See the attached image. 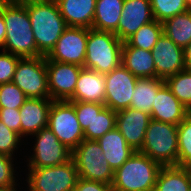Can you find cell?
I'll list each match as a JSON object with an SVG mask.
<instances>
[{
  "label": "cell",
  "mask_w": 191,
  "mask_h": 191,
  "mask_svg": "<svg viewBox=\"0 0 191 191\" xmlns=\"http://www.w3.org/2000/svg\"><path fill=\"white\" fill-rule=\"evenodd\" d=\"M6 37L3 51L20 58L41 56L37 51L29 13L23 4L0 5Z\"/></svg>",
  "instance_id": "7a4b0ae2"
},
{
  "label": "cell",
  "mask_w": 191,
  "mask_h": 191,
  "mask_svg": "<svg viewBox=\"0 0 191 191\" xmlns=\"http://www.w3.org/2000/svg\"><path fill=\"white\" fill-rule=\"evenodd\" d=\"M124 0H96L93 29L114 33L122 14Z\"/></svg>",
  "instance_id": "603a6c76"
},
{
  "label": "cell",
  "mask_w": 191,
  "mask_h": 191,
  "mask_svg": "<svg viewBox=\"0 0 191 191\" xmlns=\"http://www.w3.org/2000/svg\"><path fill=\"white\" fill-rule=\"evenodd\" d=\"M185 69L191 71V42L183 49Z\"/></svg>",
  "instance_id": "f35d334b"
},
{
  "label": "cell",
  "mask_w": 191,
  "mask_h": 191,
  "mask_svg": "<svg viewBox=\"0 0 191 191\" xmlns=\"http://www.w3.org/2000/svg\"><path fill=\"white\" fill-rule=\"evenodd\" d=\"M28 0H0V5L24 4Z\"/></svg>",
  "instance_id": "60d3db41"
},
{
  "label": "cell",
  "mask_w": 191,
  "mask_h": 191,
  "mask_svg": "<svg viewBox=\"0 0 191 191\" xmlns=\"http://www.w3.org/2000/svg\"><path fill=\"white\" fill-rule=\"evenodd\" d=\"M174 96L191 112V71L183 70L165 80Z\"/></svg>",
  "instance_id": "f1b7e54d"
},
{
  "label": "cell",
  "mask_w": 191,
  "mask_h": 191,
  "mask_svg": "<svg viewBox=\"0 0 191 191\" xmlns=\"http://www.w3.org/2000/svg\"><path fill=\"white\" fill-rule=\"evenodd\" d=\"M74 191H112V186L103 182L78 178Z\"/></svg>",
  "instance_id": "74e56055"
},
{
  "label": "cell",
  "mask_w": 191,
  "mask_h": 191,
  "mask_svg": "<svg viewBox=\"0 0 191 191\" xmlns=\"http://www.w3.org/2000/svg\"><path fill=\"white\" fill-rule=\"evenodd\" d=\"M13 158L0 154V187L17 185Z\"/></svg>",
  "instance_id": "d590c367"
},
{
  "label": "cell",
  "mask_w": 191,
  "mask_h": 191,
  "mask_svg": "<svg viewBox=\"0 0 191 191\" xmlns=\"http://www.w3.org/2000/svg\"><path fill=\"white\" fill-rule=\"evenodd\" d=\"M70 103L74 106L77 119L83 132L89 127L93 120V110H102L105 107L104 104L83 101Z\"/></svg>",
  "instance_id": "836d02e7"
},
{
  "label": "cell",
  "mask_w": 191,
  "mask_h": 191,
  "mask_svg": "<svg viewBox=\"0 0 191 191\" xmlns=\"http://www.w3.org/2000/svg\"><path fill=\"white\" fill-rule=\"evenodd\" d=\"M48 128L58 140L73 151L83 140L84 132L69 101H52Z\"/></svg>",
  "instance_id": "9c48e42d"
},
{
  "label": "cell",
  "mask_w": 191,
  "mask_h": 191,
  "mask_svg": "<svg viewBox=\"0 0 191 191\" xmlns=\"http://www.w3.org/2000/svg\"><path fill=\"white\" fill-rule=\"evenodd\" d=\"M29 191H74L79 178L74 160L51 167L28 168Z\"/></svg>",
  "instance_id": "52a82bcc"
},
{
  "label": "cell",
  "mask_w": 191,
  "mask_h": 191,
  "mask_svg": "<svg viewBox=\"0 0 191 191\" xmlns=\"http://www.w3.org/2000/svg\"><path fill=\"white\" fill-rule=\"evenodd\" d=\"M150 4L154 20L162 23L188 10L185 0H150Z\"/></svg>",
  "instance_id": "f546056e"
},
{
  "label": "cell",
  "mask_w": 191,
  "mask_h": 191,
  "mask_svg": "<svg viewBox=\"0 0 191 191\" xmlns=\"http://www.w3.org/2000/svg\"><path fill=\"white\" fill-rule=\"evenodd\" d=\"M71 158L74 160L80 178L112 184L114 171L96 140L84 139L72 151Z\"/></svg>",
  "instance_id": "8992f818"
},
{
  "label": "cell",
  "mask_w": 191,
  "mask_h": 191,
  "mask_svg": "<svg viewBox=\"0 0 191 191\" xmlns=\"http://www.w3.org/2000/svg\"><path fill=\"white\" fill-rule=\"evenodd\" d=\"M123 42L112 32L88 29L84 68L106 74L121 65Z\"/></svg>",
  "instance_id": "277c9868"
},
{
  "label": "cell",
  "mask_w": 191,
  "mask_h": 191,
  "mask_svg": "<svg viewBox=\"0 0 191 191\" xmlns=\"http://www.w3.org/2000/svg\"><path fill=\"white\" fill-rule=\"evenodd\" d=\"M48 89L53 101H69L74 94L79 73L83 67L50 60L46 56Z\"/></svg>",
  "instance_id": "4fadbf2b"
},
{
  "label": "cell",
  "mask_w": 191,
  "mask_h": 191,
  "mask_svg": "<svg viewBox=\"0 0 191 191\" xmlns=\"http://www.w3.org/2000/svg\"><path fill=\"white\" fill-rule=\"evenodd\" d=\"M21 138L18 133L7 128L0 120V154L13 157L15 150L19 148Z\"/></svg>",
  "instance_id": "d6a6232c"
},
{
  "label": "cell",
  "mask_w": 191,
  "mask_h": 191,
  "mask_svg": "<svg viewBox=\"0 0 191 191\" xmlns=\"http://www.w3.org/2000/svg\"><path fill=\"white\" fill-rule=\"evenodd\" d=\"M68 27L92 28L96 0H55Z\"/></svg>",
  "instance_id": "ffe728a7"
},
{
  "label": "cell",
  "mask_w": 191,
  "mask_h": 191,
  "mask_svg": "<svg viewBox=\"0 0 191 191\" xmlns=\"http://www.w3.org/2000/svg\"><path fill=\"white\" fill-rule=\"evenodd\" d=\"M103 150L105 159L115 171L135 152L115 127L96 140Z\"/></svg>",
  "instance_id": "44dd1931"
},
{
  "label": "cell",
  "mask_w": 191,
  "mask_h": 191,
  "mask_svg": "<svg viewBox=\"0 0 191 191\" xmlns=\"http://www.w3.org/2000/svg\"><path fill=\"white\" fill-rule=\"evenodd\" d=\"M116 127V111L109 107L93 110V120L84 131L85 140H97Z\"/></svg>",
  "instance_id": "4316f807"
},
{
  "label": "cell",
  "mask_w": 191,
  "mask_h": 191,
  "mask_svg": "<svg viewBox=\"0 0 191 191\" xmlns=\"http://www.w3.org/2000/svg\"><path fill=\"white\" fill-rule=\"evenodd\" d=\"M191 177L182 166H162L158 172L155 190L190 191Z\"/></svg>",
  "instance_id": "d4e9b609"
},
{
  "label": "cell",
  "mask_w": 191,
  "mask_h": 191,
  "mask_svg": "<svg viewBox=\"0 0 191 191\" xmlns=\"http://www.w3.org/2000/svg\"><path fill=\"white\" fill-rule=\"evenodd\" d=\"M189 113L165 83L156 94L150 116L152 120L178 126Z\"/></svg>",
  "instance_id": "e0dca14e"
},
{
  "label": "cell",
  "mask_w": 191,
  "mask_h": 191,
  "mask_svg": "<svg viewBox=\"0 0 191 191\" xmlns=\"http://www.w3.org/2000/svg\"><path fill=\"white\" fill-rule=\"evenodd\" d=\"M139 152L161 166H178V126L151 119Z\"/></svg>",
  "instance_id": "5b68a950"
},
{
  "label": "cell",
  "mask_w": 191,
  "mask_h": 191,
  "mask_svg": "<svg viewBox=\"0 0 191 191\" xmlns=\"http://www.w3.org/2000/svg\"><path fill=\"white\" fill-rule=\"evenodd\" d=\"M105 90V75L83 67L79 73L73 97L69 102L104 104Z\"/></svg>",
  "instance_id": "d6986e66"
},
{
  "label": "cell",
  "mask_w": 191,
  "mask_h": 191,
  "mask_svg": "<svg viewBox=\"0 0 191 191\" xmlns=\"http://www.w3.org/2000/svg\"><path fill=\"white\" fill-rule=\"evenodd\" d=\"M104 75L106 84L104 105L116 112L129 108L137 77L122 64Z\"/></svg>",
  "instance_id": "8fae6325"
},
{
  "label": "cell",
  "mask_w": 191,
  "mask_h": 191,
  "mask_svg": "<svg viewBox=\"0 0 191 191\" xmlns=\"http://www.w3.org/2000/svg\"><path fill=\"white\" fill-rule=\"evenodd\" d=\"M23 5L29 13L37 51L46 57L68 26L55 0H29Z\"/></svg>",
  "instance_id": "6da1fadb"
},
{
  "label": "cell",
  "mask_w": 191,
  "mask_h": 191,
  "mask_svg": "<svg viewBox=\"0 0 191 191\" xmlns=\"http://www.w3.org/2000/svg\"><path fill=\"white\" fill-rule=\"evenodd\" d=\"M12 82L28 98L50 99L46 57L21 58L18 61Z\"/></svg>",
  "instance_id": "ba28073f"
},
{
  "label": "cell",
  "mask_w": 191,
  "mask_h": 191,
  "mask_svg": "<svg viewBox=\"0 0 191 191\" xmlns=\"http://www.w3.org/2000/svg\"><path fill=\"white\" fill-rule=\"evenodd\" d=\"M6 37V26L4 22V17L2 16V13L0 12V48L4 46Z\"/></svg>",
  "instance_id": "ab89813d"
},
{
  "label": "cell",
  "mask_w": 191,
  "mask_h": 191,
  "mask_svg": "<svg viewBox=\"0 0 191 191\" xmlns=\"http://www.w3.org/2000/svg\"><path fill=\"white\" fill-rule=\"evenodd\" d=\"M164 84L159 78H137L130 107L151 115L156 94Z\"/></svg>",
  "instance_id": "cb8c5ba5"
},
{
  "label": "cell",
  "mask_w": 191,
  "mask_h": 191,
  "mask_svg": "<svg viewBox=\"0 0 191 191\" xmlns=\"http://www.w3.org/2000/svg\"><path fill=\"white\" fill-rule=\"evenodd\" d=\"M161 167L147 155L135 151L114 171L112 191H150L155 188Z\"/></svg>",
  "instance_id": "3957f363"
},
{
  "label": "cell",
  "mask_w": 191,
  "mask_h": 191,
  "mask_svg": "<svg viewBox=\"0 0 191 191\" xmlns=\"http://www.w3.org/2000/svg\"><path fill=\"white\" fill-rule=\"evenodd\" d=\"M19 109L0 108V120L3 124L21 136V119Z\"/></svg>",
  "instance_id": "8d00e7d4"
},
{
  "label": "cell",
  "mask_w": 191,
  "mask_h": 191,
  "mask_svg": "<svg viewBox=\"0 0 191 191\" xmlns=\"http://www.w3.org/2000/svg\"><path fill=\"white\" fill-rule=\"evenodd\" d=\"M188 10H191V0H185Z\"/></svg>",
  "instance_id": "ee69618b"
},
{
  "label": "cell",
  "mask_w": 191,
  "mask_h": 191,
  "mask_svg": "<svg viewBox=\"0 0 191 191\" xmlns=\"http://www.w3.org/2000/svg\"><path fill=\"white\" fill-rule=\"evenodd\" d=\"M163 34L177 46L185 48L191 42V10H187L163 23Z\"/></svg>",
  "instance_id": "484cf974"
},
{
  "label": "cell",
  "mask_w": 191,
  "mask_h": 191,
  "mask_svg": "<svg viewBox=\"0 0 191 191\" xmlns=\"http://www.w3.org/2000/svg\"><path fill=\"white\" fill-rule=\"evenodd\" d=\"M20 59V57L5 51L0 53V84L12 82Z\"/></svg>",
  "instance_id": "e575fe53"
},
{
  "label": "cell",
  "mask_w": 191,
  "mask_h": 191,
  "mask_svg": "<svg viewBox=\"0 0 191 191\" xmlns=\"http://www.w3.org/2000/svg\"><path fill=\"white\" fill-rule=\"evenodd\" d=\"M15 187H16V185L0 187V191H17Z\"/></svg>",
  "instance_id": "7bdbcfd3"
},
{
  "label": "cell",
  "mask_w": 191,
  "mask_h": 191,
  "mask_svg": "<svg viewBox=\"0 0 191 191\" xmlns=\"http://www.w3.org/2000/svg\"><path fill=\"white\" fill-rule=\"evenodd\" d=\"M187 174L191 177V159H189L183 166H182Z\"/></svg>",
  "instance_id": "b9f144b4"
},
{
  "label": "cell",
  "mask_w": 191,
  "mask_h": 191,
  "mask_svg": "<svg viewBox=\"0 0 191 191\" xmlns=\"http://www.w3.org/2000/svg\"><path fill=\"white\" fill-rule=\"evenodd\" d=\"M33 135L36 136V143L33 145V155L28 158V168L57 166L71 159L72 151L48 127Z\"/></svg>",
  "instance_id": "30bf717a"
},
{
  "label": "cell",
  "mask_w": 191,
  "mask_h": 191,
  "mask_svg": "<svg viewBox=\"0 0 191 191\" xmlns=\"http://www.w3.org/2000/svg\"><path fill=\"white\" fill-rule=\"evenodd\" d=\"M27 99L13 82L0 84V108L19 109Z\"/></svg>",
  "instance_id": "1f68e13d"
},
{
  "label": "cell",
  "mask_w": 191,
  "mask_h": 191,
  "mask_svg": "<svg viewBox=\"0 0 191 191\" xmlns=\"http://www.w3.org/2000/svg\"><path fill=\"white\" fill-rule=\"evenodd\" d=\"M151 51L155 63V78L166 80L185 70L183 48L166 35L162 34Z\"/></svg>",
  "instance_id": "5bb4252c"
},
{
  "label": "cell",
  "mask_w": 191,
  "mask_h": 191,
  "mask_svg": "<svg viewBox=\"0 0 191 191\" xmlns=\"http://www.w3.org/2000/svg\"><path fill=\"white\" fill-rule=\"evenodd\" d=\"M154 21L150 0H124L118 28L114 34L126 42L140 27Z\"/></svg>",
  "instance_id": "9a60e30c"
},
{
  "label": "cell",
  "mask_w": 191,
  "mask_h": 191,
  "mask_svg": "<svg viewBox=\"0 0 191 191\" xmlns=\"http://www.w3.org/2000/svg\"><path fill=\"white\" fill-rule=\"evenodd\" d=\"M51 99L28 98L19 108L21 119V137L37 133L48 127Z\"/></svg>",
  "instance_id": "ac0fdd59"
},
{
  "label": "cell",
  "mask_w": 191,
  "mask_h": 191,
  "mask_svg": "<svg viewBox=\"0 0 191 191\" xmlns=\"http://www.w3.org/2000/svg\"><path fill=\"white\" fill-rule=\"evenodd\" d=\"M191 159V112L178 125V166Z\"/></svg>",
  "instance_id": "4dcf8cb0"
},
{
  "label": "cell",
  "mask_w": 191,
  "mask_h": 191,
  "mask_svg": "<svg viewBox=\"0 0 191 191\" xmlns=\"http://www.w3.org/2000/svg\"><path fill=\"white\" fill-rule=\"evenodd\" d=\"M150 120L149 114L131 107L116 112V128L134 151L141 149Z\"/></svg>",
  "instance_id": "2e32d148"
},
{
  "label": "cell",
  "mask_w": 191,
  "mask_h": 191,
  "mask_svg": "<svg viewBox=\"0 0 191 191\" xmlns=\"http://www.w3.org/2000/svg\"><path fill=\"white\" fill-rule=\"evenodd\" d=\"M162 34V22L154 20L140 27L126 42L131 47L151 51Z\"/></svg>",
  "instance_id": "83f0119b"
},
{
  "label": "cell",
  "mask_w": 191,
  "mask_h": 191,
  "mask_svg": "<svg viewBox=\"0 0 191 191\" xmlns=\"http://www.w3.org/2000/svg\"><path fill=\"white\" fill-rule=\"evenodd\" d=\"M121 64L137 78H155L152 51L131 47L123 42Z\"/></svg>",
  "instance_id": "7402d4cb"
},
{
  "label": "cell",
  "mask_w": 191,
  "mask_h": 191,
  "mask_svg": "<svg viewBox=\"0 0 191 191\" xmlns=\"http://www.w3.org/2000/svg\"><path fill=\"white\" fill-rule=\"evenodd\" d=\"M88 39V28L67 27L53 50L50 60L84 67Z\"/></svg>",
  "instance_id": "7c38bea8"
}]
</instances>
